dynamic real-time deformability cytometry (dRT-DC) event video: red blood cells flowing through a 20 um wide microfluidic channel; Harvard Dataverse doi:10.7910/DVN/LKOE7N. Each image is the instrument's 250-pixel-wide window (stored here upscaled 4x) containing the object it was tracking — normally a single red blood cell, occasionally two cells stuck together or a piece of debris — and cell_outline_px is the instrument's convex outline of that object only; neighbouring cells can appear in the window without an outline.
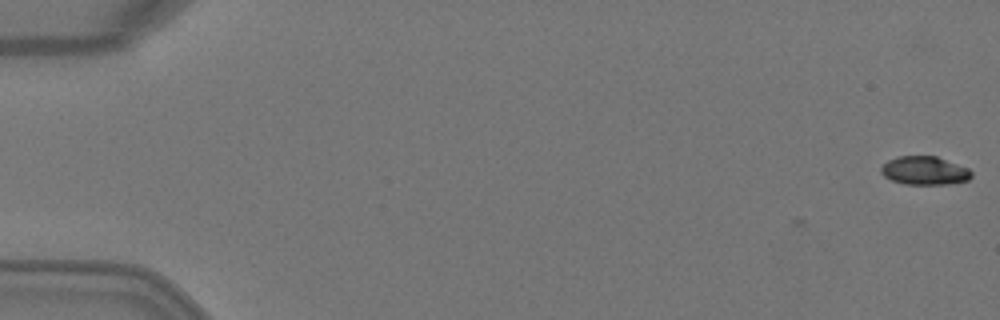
{"species": "Egyptian fruit bat (a non-hibernating species)", "species_latin": "Rousettus aegyptiacus", "temperature_condition": "warm", "stored_images_in_passage": 6, "camera_frame_rate_fps": 3000, "um_per_image_px": 0.085, "animal": {"sex": "female"}, "frame": {"image": 1, "passage_image": 1, "time_ms": 0.0, "image_size_px": [1000, 320], "cell_outline_px": [[972, 176], [968, 180], [948, 184], [904, 184], [892, 180], [884, 176], [880, 172], [880, 168], [888, 160], [896, 156], [936, 156], [968, 168], [972, 172]], "centroid_in_image_um": [78.57, 14.5], "position_along_channel_um": 6.4, "area_um2": 14.97}}